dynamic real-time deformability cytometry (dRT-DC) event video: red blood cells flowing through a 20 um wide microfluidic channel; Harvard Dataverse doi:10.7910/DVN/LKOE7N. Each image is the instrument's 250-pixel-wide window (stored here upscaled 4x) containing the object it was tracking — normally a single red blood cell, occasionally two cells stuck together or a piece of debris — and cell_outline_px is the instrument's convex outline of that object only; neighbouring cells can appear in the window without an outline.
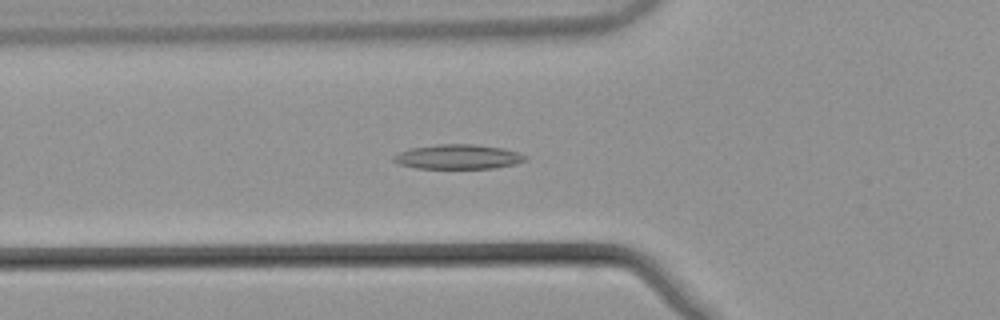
{"species": "common noctule bat (a hibernating species)", "species_latin": "Nyctalus noctula", "temperature_condition": "warm", "stored_images_in_passage": 39, "camera_frame_rate_fps": 3000, "um_per_image_px": 0.085, "animal": {"sex": "male", "body_mass_g": 21.5, "forearm_length_mm": 52.0}, "frame": {"image": 1, "passage_image": 11, "time_ms": 3.333, "image_size_px": [1000, 320], "cell_outline_px": [[528, 160], [516, 164], [496, 168], [416, 168], [400, 164], [392, 160], [392, 156], [400, 152], [412, 148], [436, 144], [476, 144], [504, 148], [528, 156]], "centroid_in_image_um": [38.98, 13.32], "position_along_channel_um": 86.8, "area_um2": 18.96}}
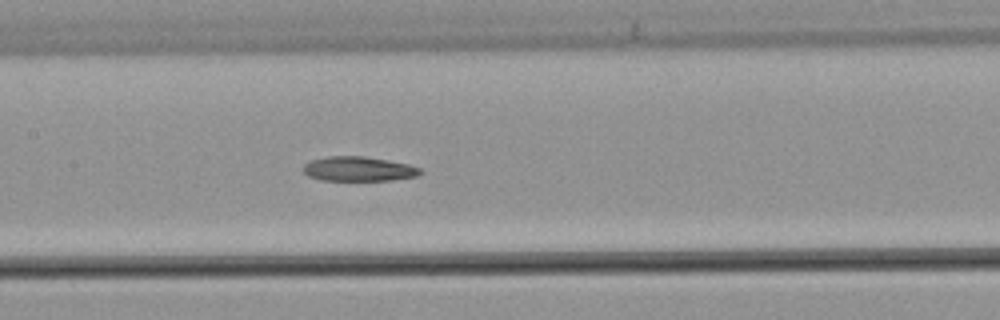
{"frame": {"image": 2, "passage_image": 18, "time_ms": 5.667, "image_size_px": [1000, 320], "cell_outline_px": [[424, 172], [416, 176], [392, 180], [320, 180], [308, 176], [304, 172], [304, 164], [312, 160], [328, 156], [364, 156], [408, 164], [420, 168]], "centroid_in_image_um": [30.48, 14.36], "position_along_channel_um": 176.9, "area_um2": 16.65}}
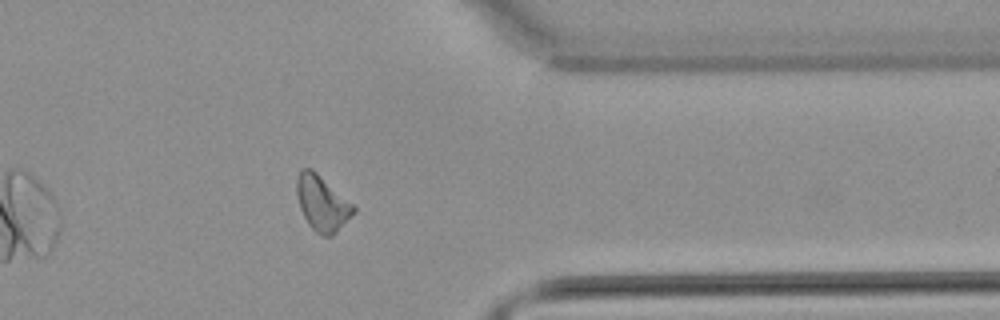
{"frame": {"image": 3, "passage_image": 35, "time_ms": 11.333, "image_size_px": [1000, 320], "cell_outline_px": [[356, 212], [332, 236], [324, 236], [316, 232], [308, 224], [300, 208], [296, 192], [296, 180], [300, 172], [304, 168], [312, 168], [356, 204]], "centroid_in_image_um": [27.42, 17.26], "position_along_channel_um": 384.0, "area_um2": 18.61}}